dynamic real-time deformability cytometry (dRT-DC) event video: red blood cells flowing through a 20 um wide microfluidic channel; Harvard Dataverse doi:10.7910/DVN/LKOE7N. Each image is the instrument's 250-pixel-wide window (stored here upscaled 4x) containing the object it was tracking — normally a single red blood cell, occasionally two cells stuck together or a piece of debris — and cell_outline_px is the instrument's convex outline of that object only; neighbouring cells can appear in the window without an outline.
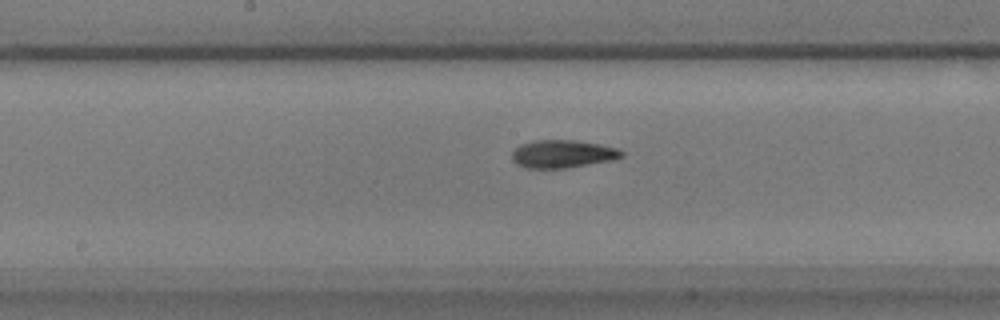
{"species": "common noctule bat (a hibernating species)", "species_latin": "Nyctalus noctula", "temperature_condition": "warm", "stored_images_in_passage": 40, "camera_frame_rate_fps": 3000, "um_per_image_px": 0.085, "animal": {"sex": "male", "body_mass_g": 17.9}, "frame": {"image": 1, "passage_image": 13, "time_ms": 4.0, "image_size_px": [1000, 320], "cell_outline_px": [[624, 156], [612, 160], [564, 168], [524, 168], [516, 164], [512, 160], [512, 152], [520, 144], [532, 140], [572, 140], [600, 144], [616, 148], [624, 152]], "centroid_in_image_um": [47.79, 13.08], "position_along_channel_um": 200.4, "area_um2": 17.8}}
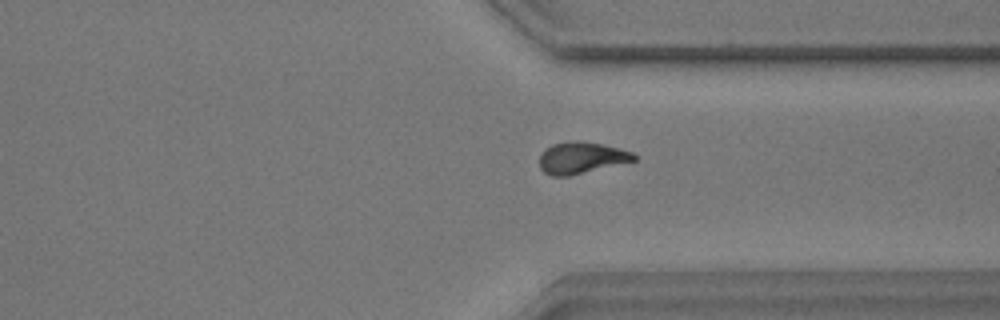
{"frame": {"image": 2, "passage_image": 26, "time_ms": 8.333, "image_size_px": [1000, 320], "cell_outline_px": [[636, 160], [568, 176], [552, 176], [544, 172], [540, 168], [540, 152], [544, 148], [552, 144], [576, 140], [600, 144], [620, 148], [632, 152], [636, 156]], "centroid_in_image_um": [49.37, 13.4], "position_along_channel_um": 362.0, "area_um2": 17.28}}
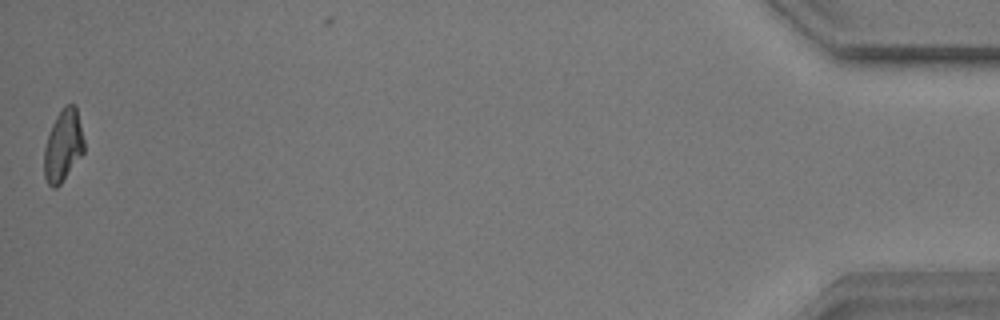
{"frame": {"image": 3, "passage_image": 39, "time_ms": 12.667, "image_size_px": [1000, 320], "cell_outline_px": [[84, 152], [60, 184], [56, 188], [52, 188], [48, 184], [44, 176], [44, 148], [52, 124], [56, 116], [64, 104], [76, 104], [84, 140]], "centroid_in_image_um": [5.37, 12.36], "position_along_channel_um": 429.8, "area_um2": 16.76}, "authors_computed_cell_mechanics": {"area_um2": 17.3978, "velocity_mm_per_s": 3.7324, "shape_relaxation_time_tau1_ms": 6.8859, "shape_relaxation_time_tau2_ms": 3.8652, "deformation_change_tau1": 0.2024, "deformation_change_tau2": 0.0989}}